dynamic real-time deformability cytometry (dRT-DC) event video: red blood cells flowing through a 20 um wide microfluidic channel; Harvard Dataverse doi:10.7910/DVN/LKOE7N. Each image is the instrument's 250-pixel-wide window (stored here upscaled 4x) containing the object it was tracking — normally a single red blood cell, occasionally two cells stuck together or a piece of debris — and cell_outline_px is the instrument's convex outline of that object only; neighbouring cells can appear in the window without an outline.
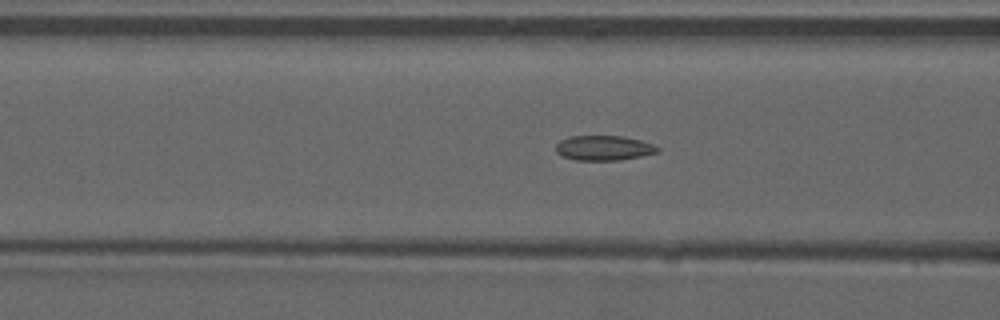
{"species": "common noctule bat (a hibernating species)", "species_latin": "Nyctalus noctula", "temperature_condition": "warm", "stored_images_in_passage": 42, "camera_frame_rate_fps": 3000, "um_per_image_px": 0.085, "animal": {"sex": "male", "forearm_length_mm": 52.5}, "frame": {"image": 1, "passage_image": 10, "time_ms": 3.0, "image_size_px": [1000, 320], "cell_outline_px": [[660, 152], [620, 160], [576, 160], [560, 156], [556, 152], [556, 144], [560, 140], [568, 136], [624, 136], [640, 140], [652, 144], [660, 148]], "centroid_in_image_um": [51.3, 12.57], "position_along_channel_um": 115.3, "area_um2": 14.85}}
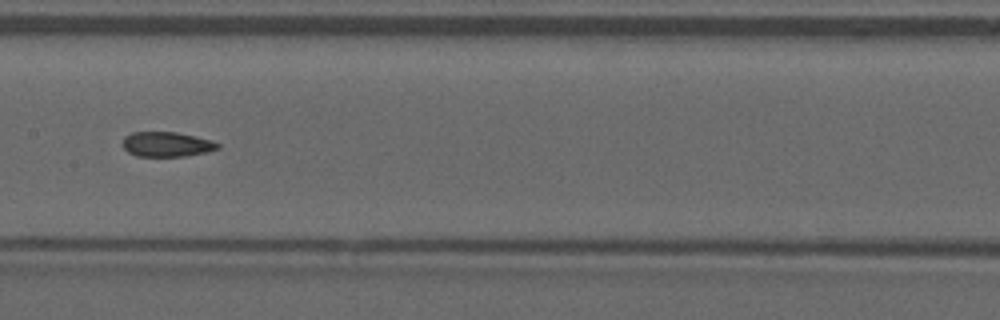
{"frame": {"image": 2, "passage_image": 16, "time_ms": 5.0, "image_size_px": [1000, 320], "cell_outline_px": [[220, 148], [208, 152], [184, 156], [136, 156], [128, 152], [120, 144], [124, 136], [132, 132], [176, 132], [212, 140], [220, 144]], "centroid_in_image_um": [14.15, 12.26], "position_along_channel_um": 193.3, "area_um2": 13.93}}
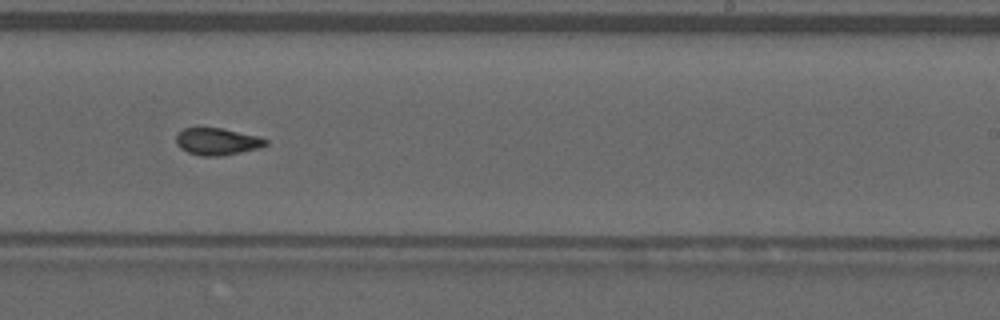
{"frame": {"image": 3, "passage_image": 22, "time_ms": 7.0, "image_size_px": [1000, 320], "cell_outline_px": [[268, 144], [256, 148], [240, 152], [220, 156], [200, 156], [188, 152], [180, 148], [176, 144], [176, 132], [184, 128], [224, 128], [256, 136], [268, 140]], "centroid_in_image_um": [18.4, 12.02], "position_along_channel_um": 270.6, "area_um2": 14.05}, "authors_computed_cell_mechanics": {"area_um2": 14.2766, "velocity_mm_per_s": 3.8843, "shape_relaxation_time_tau1_ms": null, "shape_relaxation_time_tau2_ms": 2.1834, "deformation_change_tau1": null, "deformation_change_tau2": 0.0815}}